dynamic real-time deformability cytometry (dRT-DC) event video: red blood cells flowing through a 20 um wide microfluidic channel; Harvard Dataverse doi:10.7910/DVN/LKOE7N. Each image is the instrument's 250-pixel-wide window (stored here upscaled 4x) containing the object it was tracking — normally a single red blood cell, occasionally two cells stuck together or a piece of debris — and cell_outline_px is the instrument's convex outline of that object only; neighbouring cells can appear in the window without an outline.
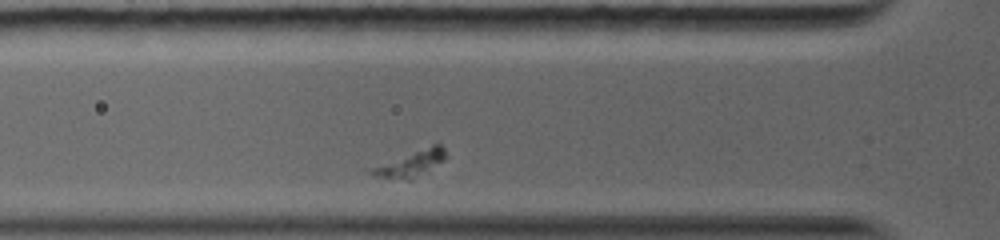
{"species": "common noctule bat (a hibernating species)", "species_latin": "Nyctalus noctula", "temperature_condition": "warm", "stored_images_in_passage": 10, "camera_frame_rate_fps": 5000, "um_per_image_px": 0.085, "animal": {"sex": "female", "body_mass_g": 19.0, "forearm_length_mm": 56.7}, "frame": {"image": 1, "passage_image": 2, "time_ms": 0.6, "image_size_px": [1000, 240], "cell_outline_px": [[444, 160], [412, 180], [408, 180], [372, 176], [368, 172], [372, 168], [432, 144], [440, 144], [444, 148]], "centroid_in_image_um": [34.92, 13.92], "position_along_channel_um": 90.9, "area_um2": 10.75}}
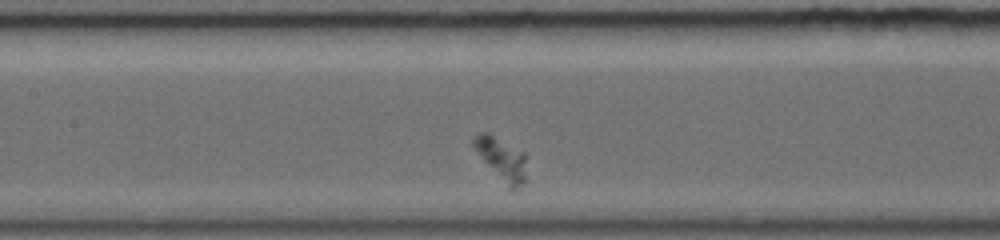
{"frame": {"image": 2, "passage_image": 6, "time_ms": 2.6, "image_size_px": [1000, 240], "cell_outline_px": [[528, 180], [520, 192], [508, 192], [472, 144], [472, 140], [480, 132], [488, 132], [524, 152]], "centroid_in_image_um": [42.74, 13.66], "position_along_channel_um": 164.7, "area_um2": 13.87}}
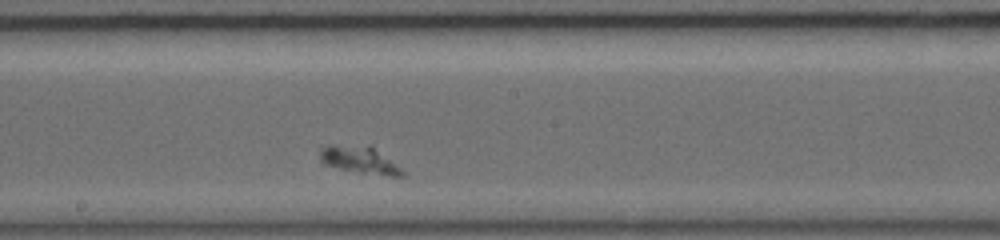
{"frame": {"image": 3, "passage_image": 8, "time_ms": 4.0, "image_size_px": [1000, 240], "cell_outline_px": [[408, 172], [404, 176], [392, 176], [360, 172], [340, 168], [324, 164], [320, 160], [320, 148], [328, 144], [368, 144]], "centroid_in_image_um": [30.57, 13.56], "position_along_channel_um": 217.6, "area_um2": 13.24}}